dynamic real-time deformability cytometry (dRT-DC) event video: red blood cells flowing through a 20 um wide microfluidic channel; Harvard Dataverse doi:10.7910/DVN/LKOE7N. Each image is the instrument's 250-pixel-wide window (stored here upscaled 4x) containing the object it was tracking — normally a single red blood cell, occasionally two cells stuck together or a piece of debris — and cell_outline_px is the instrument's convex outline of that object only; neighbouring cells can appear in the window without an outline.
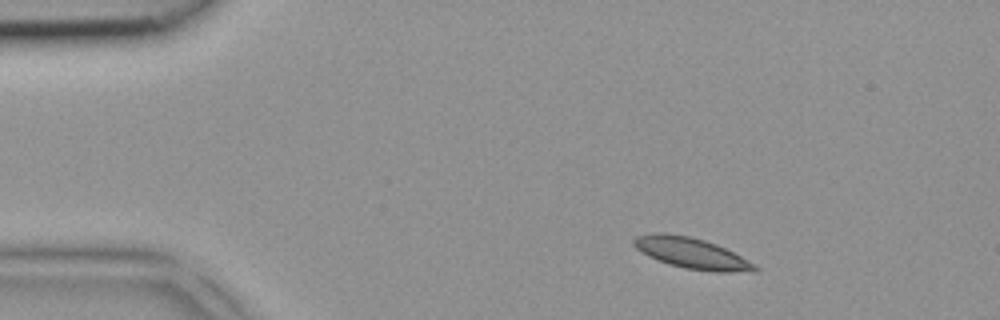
{"species": "common noctule bat (a hibernating species)", "species_latin": "Nyctalus noctula", "temperature_condition": "room temperature", "stored_images_in_passage": 4, "camera_frame_rate_fps": 3000, "um_per_image_px": 0.085, "animal": {"sex": "female", "body_mass_g": 18.4}, "frame": {"image": 1, "passage_image": 1, "time_ms": 0.0, "image_size_px": [1000, 320], "cell_outline_px": [[760, 268], [756, 272], [716, 272], [684, 268], [668, 264], [648, 256], [636, 248], [632, 244], [632, 240], [636, 236], [652, 232], [664, 232], [688, 236], [704, 240], [716, 244], [756, 264]], "centroid_in_image_um": [58.78, 21.52], "position_along_channel_um": 26.2, "area_um2": 21.91}}